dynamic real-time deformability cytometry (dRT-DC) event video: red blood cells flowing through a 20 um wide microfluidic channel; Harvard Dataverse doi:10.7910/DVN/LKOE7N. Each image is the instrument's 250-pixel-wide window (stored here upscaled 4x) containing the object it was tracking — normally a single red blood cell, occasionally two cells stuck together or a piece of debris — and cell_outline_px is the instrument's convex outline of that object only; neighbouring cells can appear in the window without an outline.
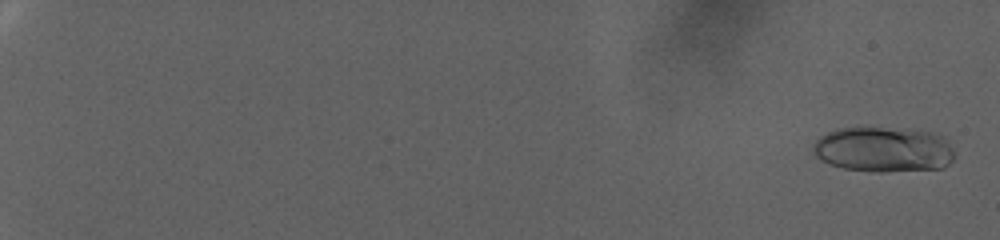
{"species": "human", "species_latin": "Homo sapiens", "temperature_condition": "warm", "stored_images_in_passage": 80, "camera_frame_rate_fps": 3000, "um_per_image_px": 0.085, "donor": {"sex": "female"}, "frame": {"image": 1, "passage_image": 3, "time_ms": 0.667, "image_size_px": [1000, 240], "cell_outline_px": [[956, 156], [944, 168], [884, 172], [872, 172], [844, 168], [820, 160], [816, 156], [812, 148], [812, 144], [820, 136], [836, 128], [880, 128], [932, 132], [944, 136], [956, 152]], "centroid_in_image_um": [75.12, 12.72], "position_along_channel_um": 9.9, "area_um2": 37.45}}
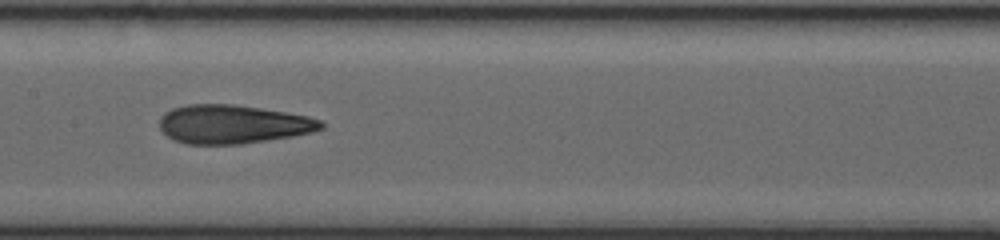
{"frame": {"image": 2, "passage_image": 48, "time_ms": 15.667, "image_size_px": [1000, 240], "cell_outline_px": [[324, 128], [312, 132], [292, 136], [240, 144], [188, 144], [176, 140], [168, 136], [160, 128], [160, 116], [164, 112], [172, 108], [188, 104], [232, 104], [260, 108], [308, 116], [320, 120], [324, 124]], "centroid_in_image_um": [19.78, 10.55], "position_along_channel_um": 187.6, "area_um2": 36.24}}
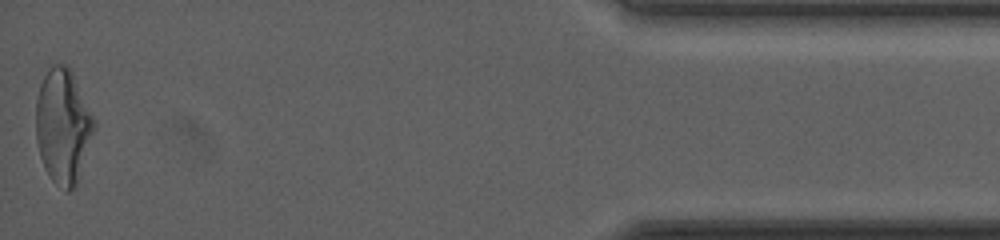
{"frame": {"image": 3, "passage_image": 80, "time_ms": 26.333, "image_size_px": [1000, 240], "cell_outline_px": [[96, 124], [76, 184], [68, 192], [56, 184], [52, 180], [44, 168], [40, 156], [36, 140], [36, 100], [40, 84], [48, 68], [52, 64], [68, 64], [72, 72]], "centroid_in_image_um": [5.32, 10.7], "position_along_channel_um": 429.9, "area_um2": 38.38}, "authors_computed_cell_mechanics": {"area_um2": 35.4025, "velocity_mm_per_s": 2.8566, "shape_relaxation_time_tau1_ms": null, "shape_relaxation_time_tau2_ms": 1.6394, "deformation_change_tau1": null, "deformation_change_tau2": 0.0968}}